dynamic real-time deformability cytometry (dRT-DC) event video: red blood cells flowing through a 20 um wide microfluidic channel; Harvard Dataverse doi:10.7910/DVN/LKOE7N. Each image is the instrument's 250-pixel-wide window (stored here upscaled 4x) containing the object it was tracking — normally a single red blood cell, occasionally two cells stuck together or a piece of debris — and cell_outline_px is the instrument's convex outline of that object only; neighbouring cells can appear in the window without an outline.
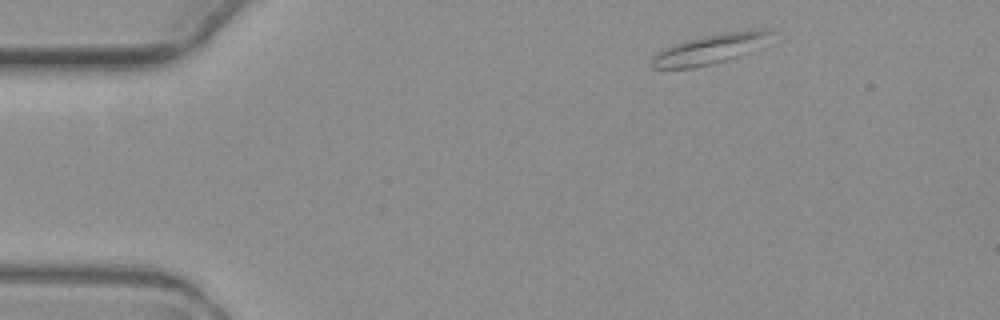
{"species": "common noctule bat (a hibernating species)", "species_latin": "Nyctalus noctula", "temperature_condition": "warm", "stored_images_in_passage": 3, "camera_frame_rate_fps": 3000, "um_per_image_px": 0.085, "animal": {"sex": "female", "body_mass_g": 19.3, "forearm_length_mm": 54.1}, "frame": {"image": 1, "passage_image": 1, "time_ms": 0.0, "image_size_px": [1000, 320], "cell_outline_px": [[772, 32], [736, 56], [724, 60], [696, 68], [652, 68], [652, 56], [656, 52], [676, 44], [688, 40], [728, 32], [764, 28]], "centroid_in_image_um": [60.13, 4.2], "position_along_channel_um": 24.9, "area_um2": 18.96}}